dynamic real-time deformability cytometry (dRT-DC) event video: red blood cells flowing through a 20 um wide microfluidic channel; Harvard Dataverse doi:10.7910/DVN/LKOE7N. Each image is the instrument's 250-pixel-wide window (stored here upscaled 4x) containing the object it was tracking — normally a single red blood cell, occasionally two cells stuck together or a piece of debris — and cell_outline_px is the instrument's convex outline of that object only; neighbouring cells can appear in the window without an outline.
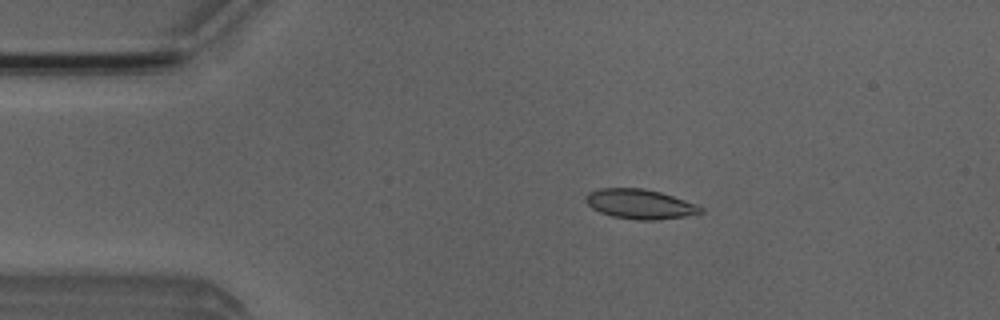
{"species": "Egyptian fruit bat (a non-hibernating species)", "species_latin": "Rousettus aegyptiacus", "temperature_condition": "room temperature", "stored_images_in_passage": 6, "camera_frame_rate_fps": 3000, "um_per_image_px": 0.085, "animal": {"sex": "male"}, "frame": {"image": 1, "passage_image": 3, "time_ms": 2.333, "image_size_px": [1000, 320], "cell_outline_px": [[704, 212], [684, 216], [656, 220], [636, 220], [612, 216], [600, 212], [592, 208], [584, 200], [584, 196], [588, 192], [600, 188], [644, 188], [660, 192], [696, 204], [704, 208]], "centroid_in_image_um": [54.36, 17.34], "position_along_channel_um": 30.6, "area_um2": 19.88}}